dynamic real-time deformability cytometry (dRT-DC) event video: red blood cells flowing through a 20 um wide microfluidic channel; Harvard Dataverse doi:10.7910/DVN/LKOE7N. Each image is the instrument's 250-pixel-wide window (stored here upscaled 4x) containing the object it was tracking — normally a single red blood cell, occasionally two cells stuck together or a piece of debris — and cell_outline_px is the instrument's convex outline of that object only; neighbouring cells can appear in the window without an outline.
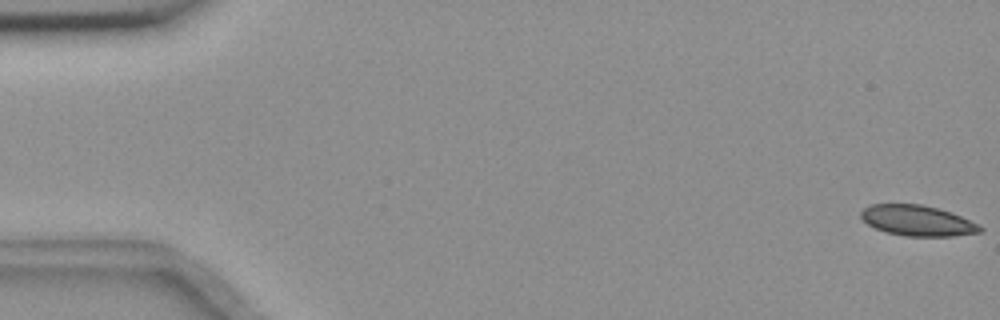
{"species": "common noctule bat (a hibernating species)", "species_latin": "Nyctalus noctula", "temperature_condition": "room temperature", "stored_images_in_passage": 56, "camera_frame_rate_fps": 3000, "um_per_image_px": 0.085, "animal": {"sex": "female", "body_mass_g": 18.4}, "frame": {"image": 1, "passage_image": 1, "time_ms": 0.0, "image_size_px": [1000, 320], "cell_outline_px": [[984, 228], [980, 232], [952, 236], [904, 236], [888, 232], [876, 228], [868, 224], [860, 216], [860, 212], [864, 208], [872, 204], [920, 204], [952, 212], [980, 224]], "centroid_in_image_um": [78.01, 18.75], "position_along_channel_um": 7.0, "area_um2": 21.15}}
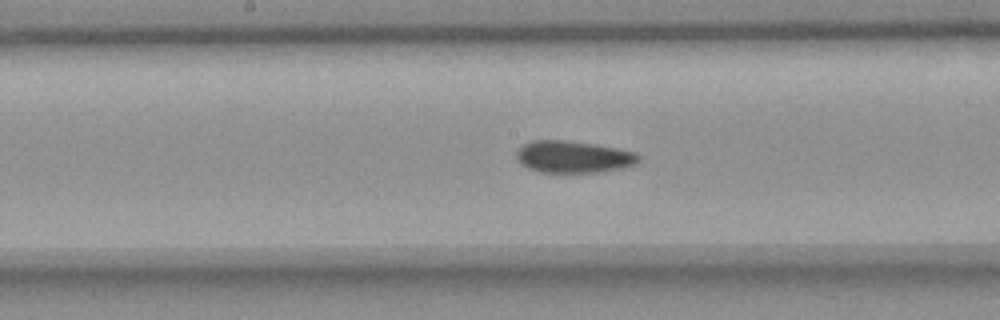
{"frame": {"image": 2, "passage_image": 29, "time_ms": 9.333, "image_size_px": [1000, 320], "cell_outline_px": [[640, 160], [636, 164], [624, 168], [600, 172], [540, 172], [528, 168], [520, 164], [516, 160], [516, 148], [532, 140], [568, 140], [616, 148], [636, 152], [640, 156]], "centroid_in_image_um": [48.71, 13.33], "position_along_channel_um": 199.5, "area_um2": 23.0}}
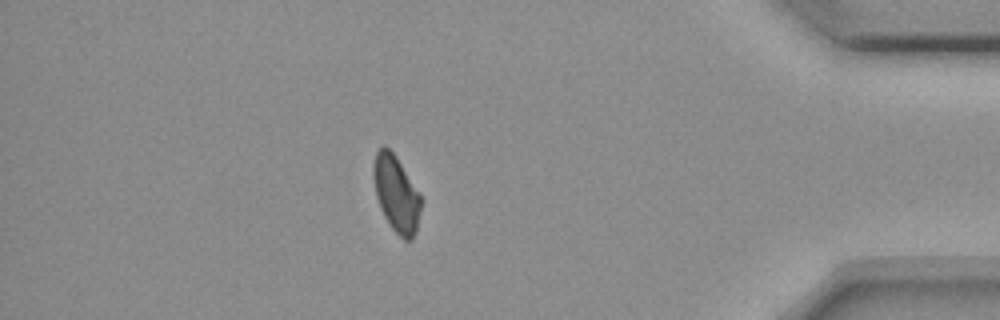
{"frame": {"image": 3, "passage_image": 49, "time_ms": 16.0, "image_size_px": [1000, 320], "cell_outline_px": [[420, 208], [416, 232], [412, 240], [404, 240], [392, 228], [384, 216], [380, 208], [376, 196], [372, 176], [372, 164], [376, 152], [384, 144], [396, 156], [420, 192]], "centroid_in_image_um": [33.66, 16.44], "position_along_channel_um": 401.5, "area_um2": 21.21}, "authors_computed_cell_mechanics": {"area_um2": 22.253, "velocity_mm_per_s": 3.6493, "shape_relaxation_time_tau1_ms": 6.2343, "shape_relaxation_time_tau2_ms": 2.1463, "deformation_change_tau1": 0.0995, "deformation_change_tau2": 0.0602}}